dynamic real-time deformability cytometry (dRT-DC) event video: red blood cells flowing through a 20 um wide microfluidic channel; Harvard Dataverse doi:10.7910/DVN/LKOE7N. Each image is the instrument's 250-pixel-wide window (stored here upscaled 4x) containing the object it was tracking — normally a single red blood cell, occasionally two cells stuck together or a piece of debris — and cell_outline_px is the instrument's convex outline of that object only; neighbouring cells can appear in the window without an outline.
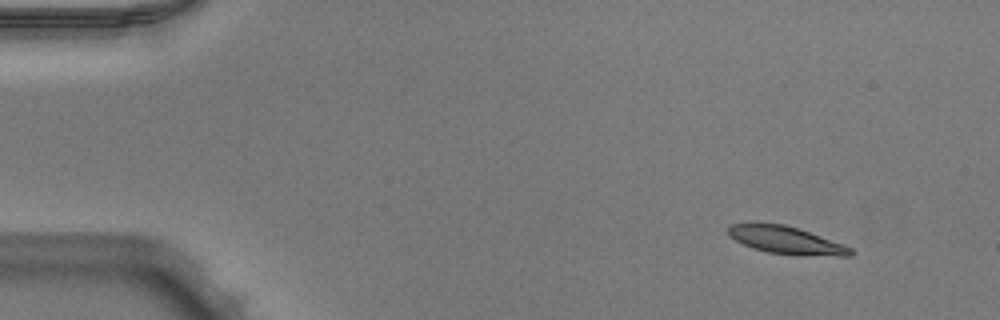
{"species": "Egyptian fruit bat (a non-hibernating species)", "species_latin": "Rousettus aegyptiacus", "temperature_condition": "warm", "stored_images_in_passage": 47, "camera_frame_rate_fps": 3000, "um_per_image_px": 0.085, "animal": {"sex": "male"}, "frame": {"image": 1, "passage_image": 1, "time_ms": 0.0, "image_size_px": [1000, 320], "cell_outline_px": [[856, 252], [852, 256], [796, 256], [768, 252], [752, 248], [736, 240], [728, 232], [728, 224], [784, 224], [844, 244], [852, 248]], "centroid_in_image_um": [66.91, 20.46], "position_along_channel_um": 18.1, "area_um2": 19.54}}
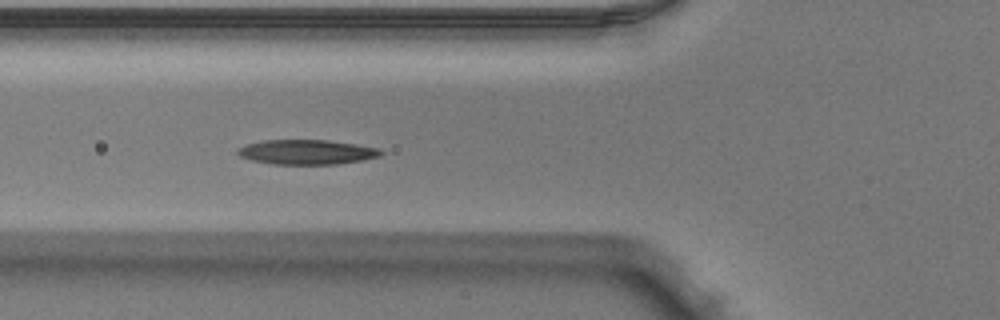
{"frame": {"image": 2, "passage_image": 15, "time_ms": 4.667, "image_size_px": [1000, 320], "cell_outline_px": [[384, 152], [380, 156], [364, 160], [336, 164], [272, 164], [252, 160], [240, 156], [236, 152], [240, 148], [248, 144], [264, 140], [328, 140], [356, 144], [380, 148]], "centroid_in_image_um": [26.13, 12.92], "position_along_channel_um": 99.7, "area_um2": 20.58}}
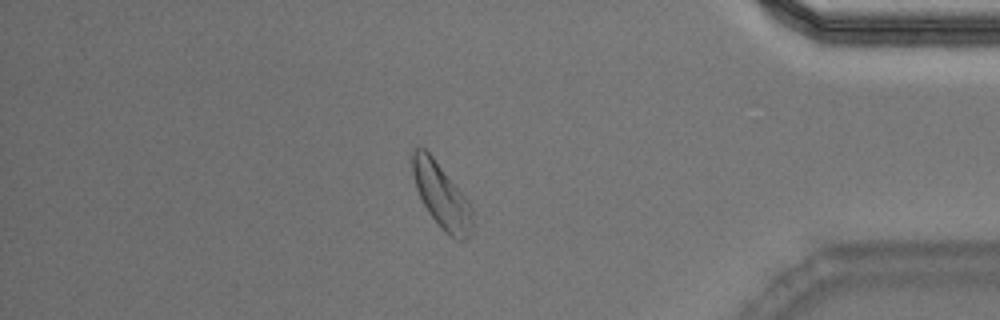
{"frame": {"image": 3, "passage_image": 40, "time_ms": 13.0, "image_size_px": [1000, 320], "cell_outline_px": [[472, 232], [464, 240], [456, 240], [448, 236], [444, 232], [428, 212], [416, 188], [412, 172], [412, 152], [416, 148], [424, 148], [432, 156], [468, 200], [472, 208]], "centroid_in_image_um": [37.53, 16.68], "position_along_channel_um": 397.7, "area_um2": 22.37}, "authors_computed_cell_mechanics": {"area_um2": 20.6346, "velocity_mm_per_s": 3.9564, "shape_relaxation_time_tau1_ms": 5.534, "shape_relaxation_time_tau2_ms": null, "deformation_change_tau1": 0.1512, "deformation_change_tau2": null}}